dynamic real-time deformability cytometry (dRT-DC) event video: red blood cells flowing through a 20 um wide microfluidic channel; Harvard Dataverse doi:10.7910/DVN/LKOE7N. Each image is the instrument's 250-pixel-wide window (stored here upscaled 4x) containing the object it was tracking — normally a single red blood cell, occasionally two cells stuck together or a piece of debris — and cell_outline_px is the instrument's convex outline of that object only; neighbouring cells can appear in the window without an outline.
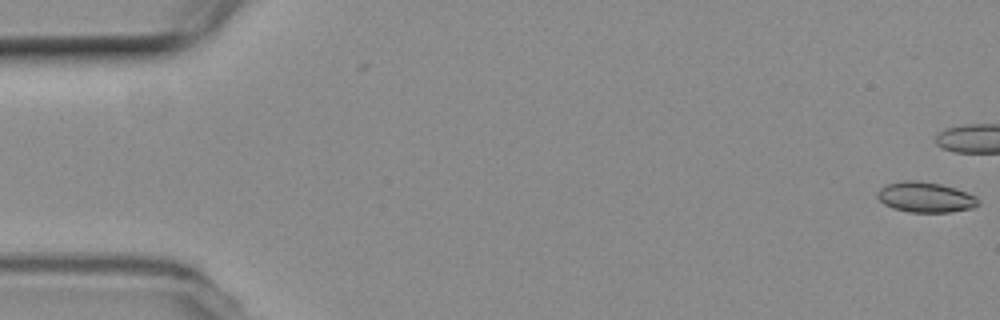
{"species": "common noctule bat (a hibernating species)", "species_latin": "Nyctalus noctula", "temperature_condition": "room temperature", "stored_images_in_passage": 43, "camera_frame_rate_fps": 3000, "um_per_image_px": 0.085, "animal": {"sex": "female", "body_mass_g": 19.3, "forearm_length_mm": 54.1}, "frame": {"image": 1, "passage_image": 1, "time_ms": 0.0, "image_size_px": [1000, 320], "cell_outline_px": [[980, 204], [972, 208], [952, 212], [908, 212], [892, 208], [884, 204], [876, 196], [876, 192], [884, 184], [900, 180], [916, 180], [940, 184], [956, 188], [976, 196], [980, 200]], "centroid_in_image_um": [78.64, 16.75], "position_along_channel_um": 6.4, "area_um2": 18.15}}
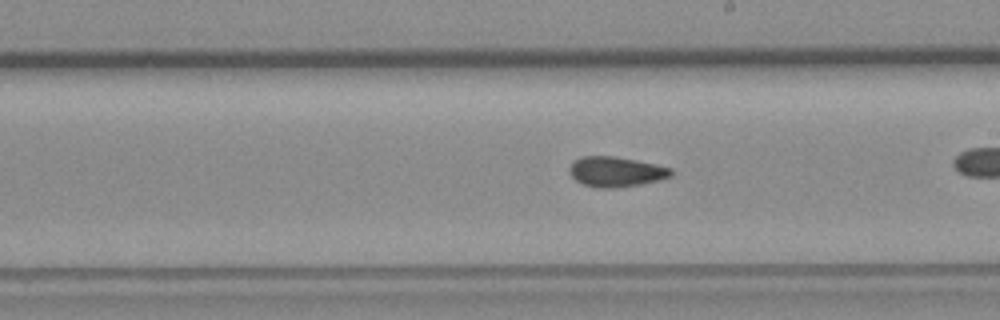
{"frame": {"image": 2, "passage_image": 31, "time_ms": 10.0, "image_size_px": [1000, 320], "cell_outline_px": [[676, 172], [672, 176], [660, 180], [640, 184], [612, 188], [596, 188], [584, 184], [576, 180], [568, 172], [568, 168], [572, 160], [580, 156], [616, 156], [656, 164], [672, 168]], "centroid_in_image_um": [52.36, 14.58], "position_along_channel_um": 236.6, "area_um2": 18.15}}